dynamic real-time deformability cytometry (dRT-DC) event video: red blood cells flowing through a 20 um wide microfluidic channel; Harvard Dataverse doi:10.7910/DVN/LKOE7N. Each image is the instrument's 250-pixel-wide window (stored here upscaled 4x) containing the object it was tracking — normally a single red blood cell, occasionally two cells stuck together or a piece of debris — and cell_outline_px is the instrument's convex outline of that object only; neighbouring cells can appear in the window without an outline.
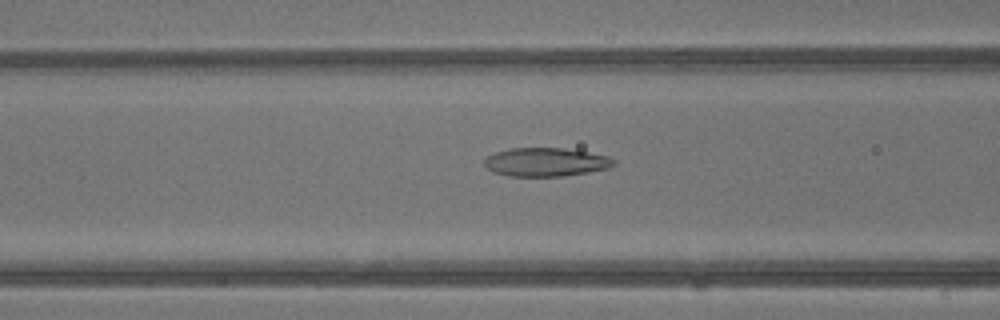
{"species": "common noctule bat (a hibernating species)", "species_latin": "Nyctalus noctula", "temperature_condition": "warm", "stored_images_in_passage": 4, "segment_of_instrument_passage": [2, 2], "camera_frame_rate_fps": 3000, "um_per_image_px": 0.085, "animal": {"sex": "male", "body_mass_g": 13.3}, "frame": {"image": 1, "passage_image": 4, "time_ms": 1.0, "image_size_px": [1000, 320], "cell_outline_px": [[616, 164], [608, 168], [588, 172], [564, 176], [508, 176], [492, 172], [484, 164], [484, 160], [488, 156], [496, 152], [512, 148], [564, 148], [588, 152], [608, 156], [616, 160]], "centroid_in_image_um": [46.41, 13.78], "position_along_channel_um": 120.2, "area_um2": 21.56}}